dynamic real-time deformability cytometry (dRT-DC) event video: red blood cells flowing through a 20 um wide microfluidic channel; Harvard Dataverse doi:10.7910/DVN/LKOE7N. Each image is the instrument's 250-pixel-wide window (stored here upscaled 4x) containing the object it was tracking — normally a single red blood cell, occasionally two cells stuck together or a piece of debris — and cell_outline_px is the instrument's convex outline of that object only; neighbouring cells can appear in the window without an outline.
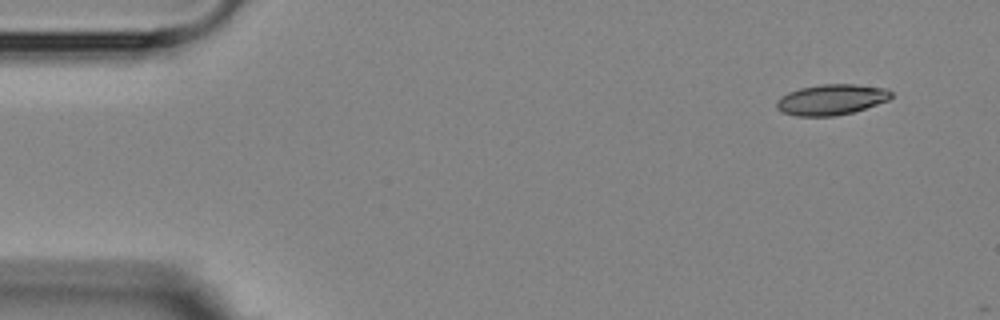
{"species": "Egyptian fruit bat (a non-hibernating species)", "species_latin": "Rousettus aegyptiacus", "temperature_condition": "room temperature", "stored_images_in_passage": 6, "camera_frame_rate_fps": 3000, "um_per_image_px": 0.085, "animal": {"sex": "female"}, "frame": {"image": 1, "passage_image": 1, "time_ms": 0.0, "image_size_px": [1000, 320], "cell_outline_px": [[892, 96], [888, 100], [852, 112], [836, 116], [796, 116], [780, 112], [776, 108], [776, 100], [780, 96], [788, 92], [800, 88], [820, 84], [856, 84], [888, 88], [892, 92]], "centroid_in_image_um": [70.63, 8.46], "position_along_channel_um": 14.4, "area_um2": 20.63}}
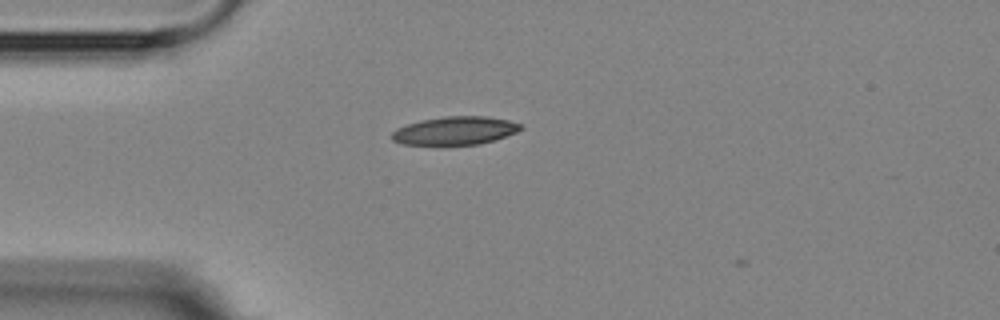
{"frame": {"image": 2, "passage_image": 4, "time_ms": 3.333, "image_size_px": [1000, 320], "cell_outline_px": [[524, 128], [516, 132], [480, 144], [404, 144], [392, 140], [392, 132], [396, 128], [420, 120], [444, 116], [488, 116], [508, 120], [520, 124]], "centroid_in_image_um": [38.67, 11.09], "position_along_channel_um": 46.3, "area_um2": 20.92}}
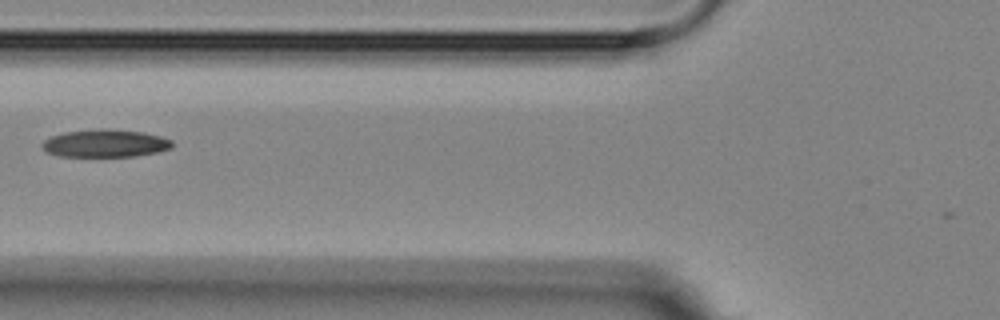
{"frame": {"image": 3, "passage_image": 6, "time_ms": 5.667, "image_size_px": [1000, 320], "cell_outline_px": [[172, 148], [160, 152], [136, 156], [60, 156], [48, 152], [40, 144], [44, 140], [52, 136], [64, 132], [100, 128], [104, 128], [144, 132], [160, 136], [172, 140]], "centroid_in_image_um": [8.98, 12.18], "position_along_channel_um": 116.8, "area_um2": 21.04}}